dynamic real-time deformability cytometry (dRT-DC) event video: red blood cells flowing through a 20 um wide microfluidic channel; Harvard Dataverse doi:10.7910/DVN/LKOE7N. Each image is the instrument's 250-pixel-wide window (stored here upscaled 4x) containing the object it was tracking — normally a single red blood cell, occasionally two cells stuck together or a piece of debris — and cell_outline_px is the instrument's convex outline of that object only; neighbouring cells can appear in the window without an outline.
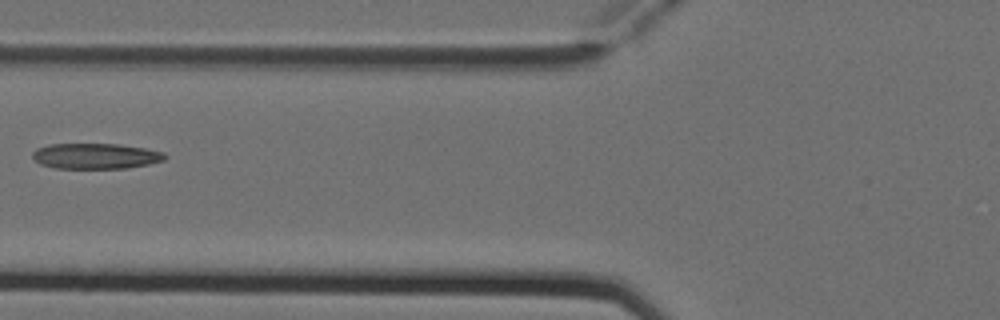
{"species": "Egyptian fruit bat (a non-hibernating species)", "species_latin": "Rousettus aegyptiacus", "temperature_condition": "cold", "stored_images_in_passage": 6, "camera_frame_rate_fps": 3000, "um_per_image_px": 0.085, "animal": {"sex": "female"}, "frame": {"image": 1, "passage_image": 6, "time_ms": 1.667, "image_size_px": [1000, 320], "cell_outline_px": [[168, 156], [164, 160], [148, 164], [128, 168], [56, 168], [40, 164], [32, 156], [32, 152], [36, 148], [48, 144], [120, 144], [144, 148], [164, 152]], "centroid_in_image_um": [8.13, 13.26], "position_along_channel_um": 117.7, "area_um2": 19.77}}